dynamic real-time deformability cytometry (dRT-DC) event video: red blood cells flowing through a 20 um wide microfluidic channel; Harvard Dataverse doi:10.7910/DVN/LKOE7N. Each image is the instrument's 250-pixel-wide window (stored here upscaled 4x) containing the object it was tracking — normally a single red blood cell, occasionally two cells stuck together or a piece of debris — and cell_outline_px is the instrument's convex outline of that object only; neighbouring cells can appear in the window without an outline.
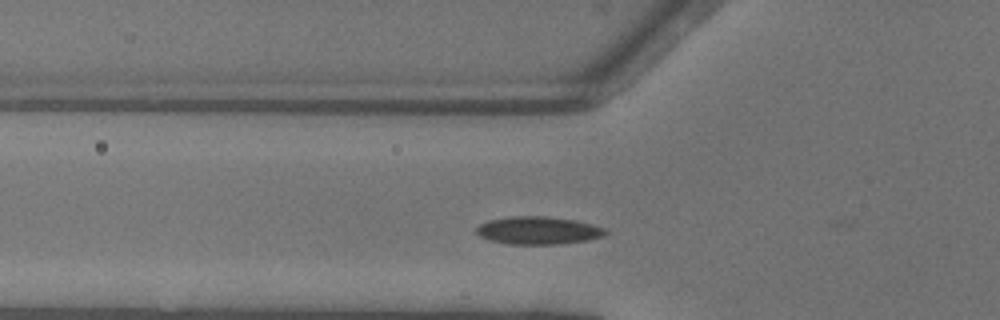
{"species": "common noctule bat (a hibernating species)", "species_latin": "Nyctalus noctula", "temperature_condition": "warm", "stored_images_in_passage": 10, "camera_frame_rate_fps": 3000, "um_per_image_px": 0.085, "animal": {"sex": "female"}, "frame": {"image": 1, "passage_image": 9, "time_ms": 2.667, "image_size_px": [1000, 320], "cell_outline_px": [[608, 232], [604, 236], [588, 240], [560, 244], [508, 244], [488, 240], [480, 236], [476, 232], [476, 228], [480, 224], [488, 220], [512, 216], [548, 216], [576, 220], [592, 224], [604, 228]], "centroid_in_image_um": [45.75, 19.59], "position_along_channel_um": 80.0, "area_um2": 21.04}}